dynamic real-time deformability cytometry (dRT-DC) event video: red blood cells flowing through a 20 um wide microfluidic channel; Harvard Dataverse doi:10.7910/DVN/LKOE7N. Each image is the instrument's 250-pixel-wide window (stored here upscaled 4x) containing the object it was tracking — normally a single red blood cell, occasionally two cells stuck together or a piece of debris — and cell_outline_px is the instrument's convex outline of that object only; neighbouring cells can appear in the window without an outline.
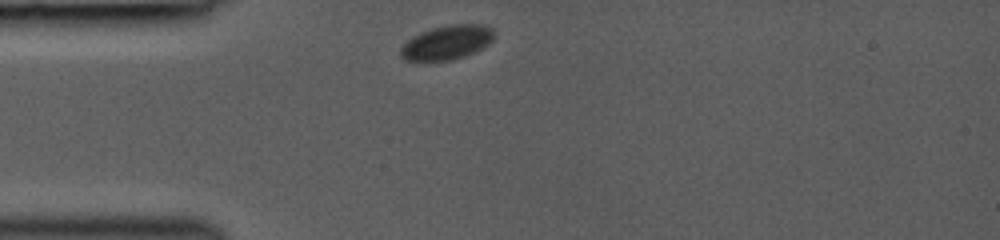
{"species": "common noctule bat (a hibernating species)", "species_latin": "Nyctalus noctula", "temperature_condition": "room temperature", "stored_images_in_passage": 5, "camera_frame_rate_fps": 3000, "um_per_image_px": 0.085, "animal": {"sex": "female", "body_mass_g": 19.0, "forearm_length_mm": 53.3}, "frame": {"image": 1, "passage_image": 1, "time_ms": 0.0, "image_size_px": [1000, 240], "cell_outline_px": [[496, 36], [488, 44], [464, 56], [452, 60], [404, 60], [400, 56], [400, 48], [412, 36], [420, 32], [432, 28], [452, 24], [484, 24], [492, 28]], "centroid_in_image_um": [37.99, 3.59], "position_along_channel_um": 47.0, "area_um2": 18.55}}
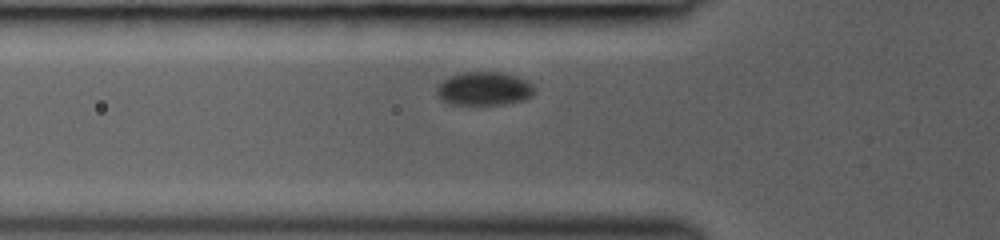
{"frame": {"image": 2, "passage_image": 3, "time_ms": 1.333, "image_size_px": [1000, 240], "cell_outline_px": [[536, 88], [532, 96], [524, 100], [504, 104], [448, 104], [440, 100], [436, 92], [436, 84], [448, 76], [456, 72], [504, 72], [528, 80]], "centroid_in_image_um": [41.12, 7.52], "position_along_channel_um": 84.7, "area_um2": 19.59}}
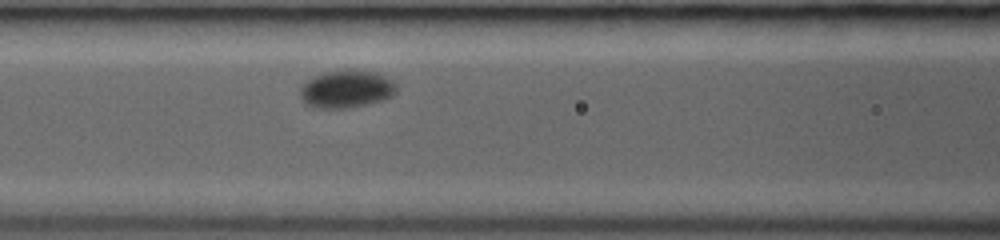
{"frame": {"image": 3, "passage_image": 5, "time_ms": 2.667, "image_size_px": [1000, 240], "cell_outline_px": [[396, 92], [392, 96], [384, 100], [368, 104], [348, 108], [312, 108], [304, 104], [300, 96], [300, 88], [304, 80], [328, 72], [376, 72], [392, 80], [396, 84]], "centroid_in_image_um": [29.41, 7.62], "position_along_channel_um": 137.2, "area_um2": 20.87}}